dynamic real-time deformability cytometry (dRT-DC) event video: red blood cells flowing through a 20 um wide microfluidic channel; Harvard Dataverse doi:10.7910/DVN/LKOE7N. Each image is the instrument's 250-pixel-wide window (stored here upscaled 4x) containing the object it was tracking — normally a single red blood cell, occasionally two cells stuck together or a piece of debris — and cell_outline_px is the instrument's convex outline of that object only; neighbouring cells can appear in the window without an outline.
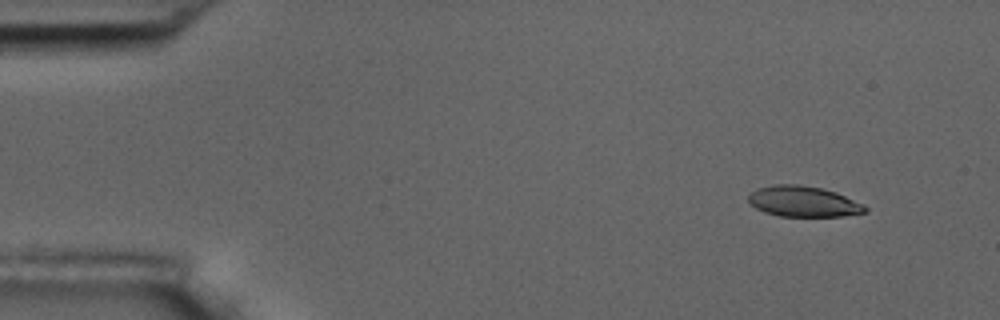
{"species": "common noctule bat (a hibernating species)", "species_latin": "Nyctalus noctula", "temperature_condition": "room temperature", "stored_images_in_passage": 6, "camera_frame_rate_fps": 3000, "um_per_image_px": 0.085, "animal": {"sex": "male", "body_mass_g": 17.5, "forearm_length_mm": 52.3}, "frame": {"image": 1, "passage_image": 2, "time_ms": 1.333, "image_size_px": [1000, 320], "cell_outline_px": [[868, 212], [844, 216], [780, 216], [764, 212], [756, 208], [748, 200], [748, 196], [752, 192], [760, 188], [776, 184], [800, 184], [820, 188], [836, 192], [864, 204], [868, 208]], "centroid_in_image_um": [68.33, 17.13], "position_along_channel_um": 16.7, "area_um2": 20.81}}
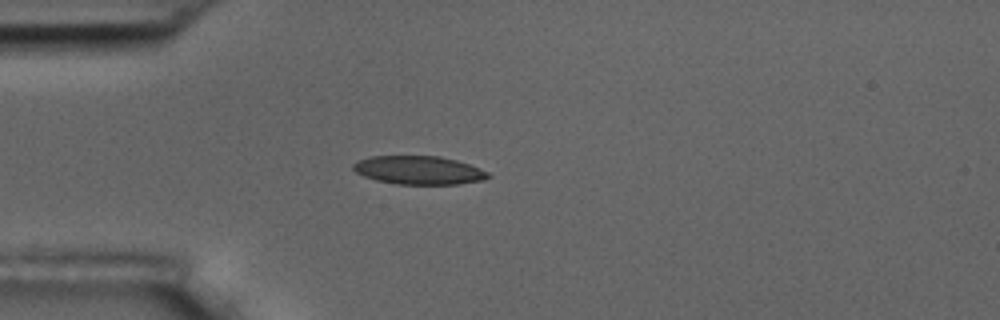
{"frame": {"image": 2, "passage_image": 5, "time_ms": 4.667, "image_size_px": [1000, 320], "cell_outline_px": [[492, 176], [484, 180], [456, 184], [396, 184], [376, 180], [364, 176], [356, 172], [352, 168], [352, 164], [356, 160], [368, 156], [440, 156], [456, 160], [480, 168], [488, 172]], "centroid_in_image_um": [35.57, 14.46], "position_along_channel_um": 49.4, "area_um2": 22.48}}